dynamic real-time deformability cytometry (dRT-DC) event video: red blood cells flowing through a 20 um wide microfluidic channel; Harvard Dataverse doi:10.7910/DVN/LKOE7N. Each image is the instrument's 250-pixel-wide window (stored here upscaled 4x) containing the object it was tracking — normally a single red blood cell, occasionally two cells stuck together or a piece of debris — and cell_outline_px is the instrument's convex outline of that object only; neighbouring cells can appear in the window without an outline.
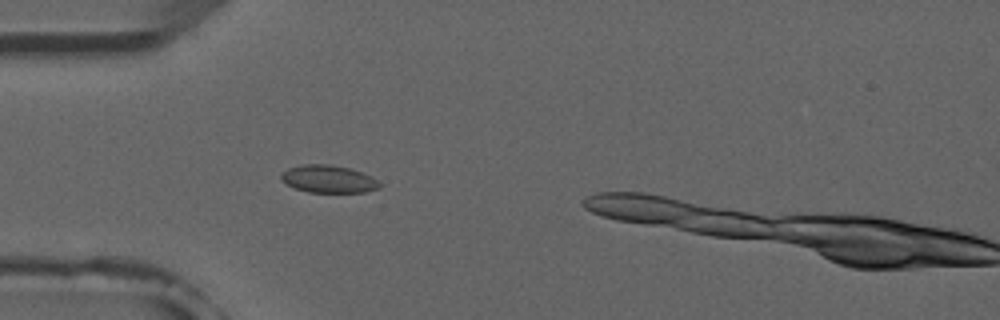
{"species": "common noctule bat (a hibernating species)", "species_latin": "Nyctalus noctula", "temperature_condition": "room temperature", "stored_images_in_passage": 3, "camera_frame_rate_fps": 3000, "um_per_image_px": 0.085, "animal": {"sex": "male", "forearm_length_mm": 52.5}, "frame": {"image": 1, "passage_image": 2, "time_ms": 1.333, "image_size_px": [1000, 320], "cell_outline_px": [[380, 188], [364, 192], [308, 192], [296, 188], [280, 180], [280, 172], [288, 168], [300, 164], [328, 164], [348, 168], [372, 176], [380, 184]], "centroid_in_image_um": [27.87, 15.21], "position_along_channel_um": 57.1, "area_um2": 15.78}}